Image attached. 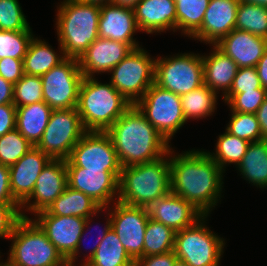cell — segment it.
Instances as JSON below:
<instances>
[{"mask_svg":"<svg viewBox=\"0 0 267 266\" xmlns=\"http://www.w3.org/2000/svg\"><path fill=\"white\" fill-rule=\"evenodd\" d=\"M20 204L0 203V238L9 239L17 222L22 218Z\"/></svg>","mask_w":267,"mask_h":266,"instance_id":"ee69618b","label":"cell"},{"mask_svg":"<svg viewBox=\"0 0 267 266\" xmlns=\"http://www.w3.org/2000/svg\"><path fill=\"white\" fill-rule=\"evenodd\" d=\"M218 94L205 84L180 96L182 112L186 121L202 119L213 115L217 109Z\"/></svg>","mask_w":267,"mask_h":266,"instance_id":"f546056e","label":"cell"},{"mask_svg":"<svg viewBox=\"0 0 267 266\" xmlns=\"http://www.w3.org/2000/svg\"><path fill=\"white\" fill-rule=\"evenodd\" d=\"M131 106L110 82L82 79L76 108L86 131H107Z\"/></svg>","mask_w":267,"mask_h":266,"instance_id":"277c9868","label":"cell"},{"mask_svg":"<svg viewBox=\"0 0 267 266\" xmlns=\"http://www.w3.org/2000/svg\"><path fill=\"white\" fill-rule=\"evenodd\" d=\"M68 186L91 197L101 207L118 201V183L121 172L86 170L65 160ZM116 198V199H115Z\"/></svg>","mask_w":267,"mask_h":266,"instance_id":"9a60e30c","label":"cell"},{"mask_svg":"<svg viewBox=\"0 0 267 266\" xmlns=\"http://www.w3.org/2000/svg\"><path fill=\"white\" fill-rule=\"evenodd\" d=\"M0 203L19 204L12 195L10 188L9 167L0 164Z\"/></svg>","mask_w":267,"mask_h":266,"instance_id":"c3c4849f","label":"cell"},{"mask_svg":"<svg viewBox=\"0 0 267 266\" xmlns=\"http://www.w3.org/2000/svg\"><path fill=\"white\" fill-rule=\"evenodd\" d=\"M133 48L126 43L98 37L78 59L84 77L109 73Z\"/></svg>","mask_w":267,"mask_h":266,"instance_id":"ac0fdd59","label":"cell"},{"mask_svg":"<svg viewBox=\"0 0 267 266\" xmlns=\"http://www.w3.org/2000/svg\"><path fill=\"white\" fill-rule=\"evenodd\" d=\"M50 160L47 154L33 146L21 159L9 167L11 192L20 205L31 196L36 180Z\"/></svg>","mask_w":267,"mask_h":266,"instance_id":"ffe728a7","label":"cell"},{"mask_svg":"<svg viewBox=\"0 0 267 266\" xmlns=\"http://www.w3.org/2000/svg\"><path fill=\"white\" fill-rule=\"evenodd\" d=\"M211 46V54L202 55L204 84L217 94L221 90L224 97L230 91L239 67L216 45Z\"/></svg>","mask_w":267,"mask_h":266,"instance_id":"d4e9b609","label":"cell"},{"mask_svg":"<svg viewBox=\"0 0 267 266\" xmlns=\"http://www.w3.org/2000/svg\"><path fill=\"white\" fill-rule=\"evenodd\" d=\"M176 232L166 225L148 219L144 239V257L173 251Z\"/></svg>","mask_w":267,"mask_h":266,"instance_id":"e575fe53","label":"cell"},{"mask_svg":"<svg viewBox=\"0 0 267 266\" xmlns=\"http://www.w3.org/2000/svg\"><path fill=\"white\" fill-rule=\"evenodd\" d=\"M85 132L77 108L52 110L36 147L51 159L66 160Z\"/></svg>","mask_w":267,"mask_h":266,"instance_id":"8fae6325","label":"cell"},{"mask_svg":"<svg viewBox=\"0 0 267 266\" xmlns=\"http://www.w3.org/2000/svg\"><path fill=\"white\" fill-rule=\"evenodd\" d=\"M215 45L239 68H247L258 64L267 49V39L243 30L233 29Z\"/></svg>","mask_w":267,"mask_h":266,"instance_id":"603a6c76","label":"cell"},{"mask_svg":"<svg viewBox=\"0 0 267 266\" xmlns=\"http://www.w3.org/2000/svg\"><path fill=\"white\" fill-rule=\"evenodd\" d=\"M68 159L86 170H122L112 139L106 131H86Z\"/></svg>","mask_w":267,"mask_h":266,"instance_id":"5bb4252c","label":"cell"},{"mask_svg":"<svg viewBox=\"0 0 267 266\" xmlns=\"http://www.w3.org/2000/svg\"><path fill=\"white\" fill-rule=\"evenodd\" d=\"M263 88L256 67L238 68L228 93H243Z\"/></svg>","mask_w":267,"mask_h":266,"instance_id":"7bdbcfd3","label":"cell"},{"mask_svg":"<svg viewBox=\"0 0 267 266\" xmlns=\"http://www.w3.org/2000/svg\"><path fill=\"white\" fill-rule=\"evenodd\" d=\"M177 260L173 251L137 259L134 266H173Z\"/></svg>","mask_w":267,"mask_h":266,"instance_id":"7dc6e473","label":"cell"},{"mask_svg":"<svg viewBox=\"0 0 267 266\" xmlns=\"http://www.w3.org/2000/svg\"><path fill=\"white\" fill-rule=\"evenodd\" d=\"M176 5V32L191 37L201 28L210 0H174Z\"/></svg>","mask_w":267,"mask_h":266,"instance_id":"1f68e13d","label":"cell"},{"mask_svg":"<svg viewBox=\"0 0 267 266\" xmlns=\"http://www.w3.org/2000/svg\"><path fill=\"white\" fill-rule=\"evenodd\" d=\"M52 110L44 101L16 107V129L36 146L48 125Z\"/></svg>","mask_w":267,"mask_h":266,"instance_id":"484cf974","label":"cell"},{"mask_svg":"<svg viewBox=\"0 0 267 266\" xmlns=\"http://www.w3.org/2000/svg\"><path fill=\"white\" fill-rule=\"evenodd\" d=\"M258 122L260 124L261 134L267 139V97L256 112Z\"/></svg>","mask_w":267,"mask_h":266,"instance_id":"f907efd6","label":"cell"},{"mask_svg":"<svg viewBox=\"0 0 267 266\" xmlns=\"http://www.w3.org/2000/svg\"><path fill=\"white\" fill-rule=\"evenodd\" d=\"M67 185V168L65 160L51 159L42 169V172L36 180L33 193L21 205V217L29 218L25 214L26 211H30L31 214L33 213V215H36L41 211L47 210L49 206L64 192Z\"/></svg>","mask_w":267,"mask_h":266,"instance_id":"2e32d148","label":"cell"},{"mask_svg":"<svg viewBox=\"0 0 267 266\" xmlns=\"http://www.w3.org/2000/svg\"><path fill=\"white\" fill-rule=\"evenodd\" d=\"M41 101H43L41 77L24 73L23 77L13 84V104L22 107Z\"/></svg>","mask_w":267,"mask_h":266,"instance_id":"f35d334b","label":"cell"},{"mask_svg":"<svg viewBox=\"0 0 267 266\" xmlns=\"http://www.w3.org/2000/svg\"><path fill=\"white\" fill-rule=\"evenodd\" d=\"M59 53L53 50L48 42L42 41L38 37H33L27 53L23 58V71L25 74L33 76H42L51 68L62 62L66 56L62 47L59 45Z\"/></svg>","mask_w":267,"mask_h":266,"instance_id":"4316f807","label":"cell"},{"mask_svg":"<svg viewBox=\"0 0 267 266\" xmlns=\"http://www.w3.org/2000/svg\"><path fill=\"white\" fill-rule=\"evenodd\" d=\"M225 130L248 142H257L263 140L260 124L256 114L232 112L229 124Z\"/></svg>","mask_w":267,"mask_h":266,"instance_id":"74e56055","label":"cell"},{"mask_svg":"<svg viewBox=\"0 0 267 266\" xmlns=\"http://www.w3.org/2000/svg\"><path fill=\"white\" fill-rule=\"evenodd\" d=\"M23 74V60L8 57L0 59V76L6 81L16 84Z\"/></svg>","mask_w":267,"mask_h":266,"instance_id":"f6af8a7d","label":"cell"},{"mask_svg":"<svg viewBox=\"0 0 267 266\" xmlns=\"http://www.w3.org/2000/svg\"><path fill=\"white\" fill-rule=\"evenodd\" d=\"M155 60L148 51L139 47L109 72V82L131 105H135L154 83Z\"/></svg>","mask_w":267,"mask_h":266,"instance_id":"ba28073f","label":"cell"},{"mask_svg":"<svg viewBox=\"0 0 267 266\" xmlns=\"http://www.w3.org/2000/svg\"><path fill=\"white\" fill-rule=\"evenodd\" d=\"M135 106L169 143L187 122L182 112L180 96L155 83Z\"/></svg>","mask_w":267,"mask_h":266,"instance_id":"30bf717a","label":"cell"},{"mask_svg":"<svg viewBox=\"0 0 267 266\" xmlns=\"http://www.w3.org/2000/svg\"><path fill=\"white\" fill-rule=\"evenodd\" d=\"M261 85L267 91V49L264 51L263 56L255 66Z\"/></svg>","mask_w":267,"mask_h":266,"instance_id":"816d5d0a","label":"cell"},{"mask_svg":"<svg viewBox=\"0 0 267 266\" xmlns=\"http://www.w3.org/2000/svg\"><path fill=\"white\" fill-rule=\"evenodd\" d=\"M113 206L111 205L110 208L111 228L134 261L144 257L145 231L149 219L148 209L127 205L120 201H115Z\"/></svg>","mask_w":267,"mask_h":266,"instance_id":"4fadbf2b","label":"cell"},{"mask_svg":"<svg viewBox=\"0 0 267 266\" xmlns=\"http://www.w3.org/2000/svg\"><path fill=\"white\" fill-rule=\"evenodd\" d=\"M0 30H32L18 0H0Z\"/></svg>","mask_w":267,"mask_h":266,"instance_id":"60d3db41","label":"cell"},{"mask_svg":"<svg viewBox=\"0 0 267 266\" xmlns=\"http://www.w3.org/2000/svg\"><path fill=\"white\" fill-rule=\"evenodd\" d=\"M56 30L66 57L79 59L99 37L100 6L63 0L57 6Z\"/></svg>","mask_w":267,"mask_h":266,"instance_id":"5b68a950","label":"cell"},{"mask_svg":"<svg viewBox=\"0 0 267 266\" xmlns=\"http://www.w3.org/2000/svg\"><path fill=\"white\" fill-rule=\"evenodd\" d=\"M16 128V106L0 105V137Z\"/></svg>","mask_w":267,"mask_h":266,"instance_id":"bcb514c9","label":"cell"},{"mask_svg":"<svg viewBox=\"0 0 267 266\" xmlns=\"http://www.w3.org/2000/svg\"><path fill=\"white\" fill-rule=\"evenodd\" d=\"M106 208H109V209H106ZM108 210V211H106ZM102 211H105L107 213V220H106V225L104 226L103 230L101 231V235H98L97 237V241L95 244H93V246L91 247L92 249L89 251L88 254H83L86 258L85 259H82L83 262H81V265L79 266H85L87 265V263L93 258L94 254L96 253V250L99 246V244L101 243V241L103 240V238L106 236L107 232L110 230L111 228V216H110V206L109 207H101L97 212H95L94 214L90 215L89 217L86 218L85 220V227H84V230L81 234V237L78 241V244H77V248L74 252V254L67 260V265L68 266H76V261L78 260L77 256L79 255L80 253V250L81 249V245H82V241L84 240V236L86 235L85 233H87V228L89 229L90 227V223L93 222V217L95 216H98L97 214L102 212ZM109 215V217H108ZM92 220V221H91ZM85 232V233H84ZM90 248V247H89ZM83 263V264H82Z\"/></svg>","mask_w":267,"mask_h":266,"instance_id":"b9f144b4","label":"cell"},{"mask_svg":"<svg viewBox=\"0 0 267 266\" xmlns=\"http://www.w3.org/2000/svg\"><path fill=\"white\" fill-rule=\"evenodd\" d=\"M250 142L241 139L235 135L228 133L221 134L217 138L215 153L206 151L207 154L219 165L225 172L226 166L234 164L237 167L241 162L243 156Z\"/></svg>","mask_w":267,"mask_h":266,"instance_id":"d6a6232c","label":"cell"},{"mask_svg":"<svg viewBox=\"0 0 267 266\" xmlns=\"http://www.w3.org/2000/svg\"><path fill=\"white\" fill-rule=\"evenodd\" d=\"M100 208L101 206L91 197L67 185L64 192L46 211L51 215L76 216L86 219Z\"/></svg>","mask_w":267,"mask_h":266,"instance_id":"f1b7e54d","label":"cell"},{"mask_svg":"<svg viewBox=\"0 0 267 266\" xmlns=\"http://www.w3.org/2000/svg\"><path fill=\"white\" fill-rule=\"evenodd\" d=\"M75 1L84 3V4H92V5H98V6L112 3V0H75Z\"/></svg>","mask_w":267,"mask_h":266,"instance_id":"db71d44e","label":"cell"},{"mask_svg":"<svg viewBox=\"0 0 267 266\" xmlns=\"http://www.w3.org/2000/svg\"><path fill=\"white\" fill-rule=\"evenodd\" d=\"M141 32L156 34L176 31V5L174 0H141L133 9Z\"/></svg>","mask_w":267,"mask_h":266,"instance_id":"cb8c5ba5","label":"cell"},{"mask_svg":"<svg viewBox=\"0 0 267 266\" xmlns=\"http://www.w3.org/2000/svg\"><path fill=\"white\" fill-rule=\"evenodd\" d=\"M239 1L267 7V0H239Z\"/></svg>","mask_w":267,"mask_h":266,"instance_id":"11a10c76","label":"cell"},{"mask_svg":"<svg viewBox=\"0 0 267 266\" xmlns=\"http://www.w3.org/2000/svg\"><path fill=\"white\" fill-rule=\"evenodd\" d=\"M13 104V84L0 76V105Z\"/></svg>","mask_w":267,"mask_h":266,"instance_id":"681fc988","label":"cell"},{"mask_svg":"<svg viewBox=\"0 0 267 266\" xmlns=\"http://www.w3.org/2000/svg\"><path fill=\"white\" fill-rule=\"evenodd\" d=\"M266 97L267 91L259 88L243 93H227L223 97V101L228 104L232 112L256 114Z\"/></svg>","mask_w":267,"mask_h":266,"instance_id":"ab89813d","label":"cell"},{"mask_svg":"<svg viewBox=\"0 0 267 266\" xmlns=\"http://www.w3.org/2000/svg\"><path fill=\"white\" fill-rule=\"evenodd\" d=\"M147 209L149 218L172 228L175 232L193 225L203 216L191 203L171 191L154 201Z\"/></svg>","mask_w":267,"mask_h":266,"instance_id":"7402d4cb","label":"cell"},{"mask_svg":"<svg viewBox=\"0 0 267 266\" xmlns=\"http://www.w3.org/2000/svg\"><path fill=\"white\" fill-rule=\"evenodd\" d=\"M33 220L67 261L77 248L86 219L76 216L51 215L44 210L37 213Z\"/></svg>","mask_w":267,"mask_h":266,"instance_id":"e0dca14e","label":"cell"},{"mask_svg":"<svg viewBox=\"0 0 267 266\" xmlns=\"http://www.w3.org/2000/svg\"><path fill=\"white\" fill-rule=\"evenodd\" d=\"M0 266H13L8 260L0 262Z\"/></svg>","mask_w":267,"mask_h":266,"instance_id":"6f0895ef","label":"cell"},{"mask_svg":"<svg viewBox=\"0 0 267 266\" xmlns=\"http://www.w3.org/2000/svg\"><path fill=\"white\" fill-rule=\"evenodd\" d=\"M154 83L179 96L200 87L204 84L202 56L190 52L157 57Z\"/></svg>","mask_w":267,"mask_h":266,"instance_id":"9c48e42d","label":"cell"},{"mask_svg":"<svg viewBox=\"0 0 267 266\" xmlns=\"http://www.w3.org/2000/svg\"><path fill=\"white\" fill-rule=\"evenodd\" d=\"M240 175L257 188L267 187V139L251 142L237 166Z\"/></svg>","mask_w":267,"mask_h":266,"instance_id":"83f0119b","label":"cell"},{"mask_svg":"<svg viewBox=\"0 0 267 266\" xmlns=\"http://www.w3.org/2000/svg\"><path fill=\"white\" fill-rule=\"evenodd\" d=\"M235 29L267 39V7L240 2L237 8Z\"/></svg>","mask_w":267,"mask_h":266,"instance_id":"836d02e7","label":"cell"},{"mask_svg":"<svg viewBox=\"0 0 267 266\" xmlns=\"http://www.w3.org/2000/svg\"><path fill=\"white\" fill-rule=\"evenodd\" d=\"M122 167L151 162L166 155L171 144L132 105L107 131Z\"/></svg>","mask_w":267,"mask_h":266,"instance_id":"7a4b0ae2","label":"cell"},{"mask_svg":"<svg viewBox=\"0 0 267 266\" xmlns=\"http://www.w3.org/2000/svg\"><path fill=\"white\" fill-rule=\"evenodd\" d=\"M239 0H210L201 28L191 37L215 45L235 29Z\"/></svg>","mask_w":267,"mask_h":266,"instance_id":"d6986e66","label":"cell"},{"mask_svg":"<svg viewBox=\"0 0 267 266\" xmlns=\"http://www.w3.org/2000/svg\"><path fill=\"white\" fill-rule=\"evenodd\" d=\"M173 266H189V265L187 263L177 259Z\"/></svg>","mask_w":267,"mask_h":266,"instance_id":"9f6ffc18","label":"cell"},{"mask_svg":"<svg viewBox=\"0 0 267 266\" xmlns=\"http://www.w3.org/2000/svg\"><path fill=\"white\" fill-rule=\"evenodd\" d=\"M83 78L78 59L66 57L41 76L43 101L53 110L76 108Z\"/></svg>","mask_w":267,"mask_h":266,"instance_id":"7c38bea8","label":"cell"},{"mask_svg":"<svg viewBox=\"0 0 267 266\" xmlns=\"http://www.w3.org/2000/svg\"><path fill=\"white\" fill-rule=\"evenodd\" d=\"M33 145L15 128L0 137V164L10 167Z\"/></svg>","mask_w":267,"mask_h":266,"instance_id":"d590c367","label":"cell"},{"mask_svg":"<svg viewBox=\"0 0 267 266\" xmlns=\"http://www.w3.org/2000/svg\"><path fill=\"white\" fill-rule=\"evenodd\" d=\"M208 215L175 234L173 252L178 260L189 266H219L225 247V238L206 226Z\"/></svg>","mask_w":267,"mask_h":266,"instance_id":"52a82bcc","label":"cell"},{"mask_svg":"<svg viewBox=\"0 0 267 266\" xmlns=\"http://www.w3.org/2000/svg\"><path fill=\"white\" fill-rule=\"evenodd\" d=\"M140 1L141 0H112V4L133 10Z\"/></svg>","mask_w":267,"mask_h":266,"instance_id":"f5cc1de1","label":"cell"},{"mask_svg":"<svg viewBox=\"0 0 267 266\" xmlns=\"http://www.w3.org/2000/svg\"><path fill=\"white\" fill-rule=\"evenodd\" d=\"M9 239L12 242L7 260L13 266H68L32 217L21 218Z\"/></svg>","mask_w":267,"mask_h":266,"instance_id":"8992f818","label":"cell"},{"mask_svg":"<svg viewBox=\"0 0 267 266\" xmlns=\"http://www.w3.org/2000/svg\"><path fill=\"white\" fill-rule=\"evenodd\" d=\"M169 152L157 160L122 167L118 201L148 208L171 191Z\"/></svg>","mask_w":267,"mask_h":266,"instance_id":"3957f363","label":"cell"},{"mask_svg":"<svg viewBox=\"0 0 267 266\" xmlns=\"http://www.w3.org/2000/svg\"><path fill=\"white\" fill-rule=\"evenodd\" d=\"M169 150L171 192L208 215L221 199L224 171L205 149L175 154Z\"/></svg>","mask_w":267,"mask_h":266,"instance_id":"6da1fadb","label":"cell"},{"mask_svg":"<svg viewBox=\"0 0 267 266\" xmlns=\"http://www.w3.org/2000/svg\"><path fill=\"white\" fill-rule=\"evenodd\" d=\"M140 31L134 11L115 6L112 3L100 6L98 34L100 38L129 44L133 49L139 48L134 33Z\"/></svg>","mask_w":267,"mask_h":266,"instance_id":"44dd1931","label":"cell"},{"mask_svg":"<svg viewBox=\"0 0 267 266\" xmlns=\"http://www.w3.org/2000/svg\"><path fill=\"white\" fill-rule=\"evenodd\" d=\"M115 231L110 228L99 244L93 258L85 266H134Z\"/></svg>","mask_w":267,"mask_h":266,"instance_id":"4dcf8cb0","label":"cell"},{"mask_svg":"<svg viewBox=\"0 0 267 266\" xmlns=\"http://www.w3.org/2000/svg\"><path fill=\"white\" fill-rule=\"evenodd\" d=\"M34 36L32 30H0V59L8 57L23 60Z\"/></svg>","mask_w":267,"mask_h":266,"instance_id":"8d00e7d4","label":"cell"}]
</instances>
